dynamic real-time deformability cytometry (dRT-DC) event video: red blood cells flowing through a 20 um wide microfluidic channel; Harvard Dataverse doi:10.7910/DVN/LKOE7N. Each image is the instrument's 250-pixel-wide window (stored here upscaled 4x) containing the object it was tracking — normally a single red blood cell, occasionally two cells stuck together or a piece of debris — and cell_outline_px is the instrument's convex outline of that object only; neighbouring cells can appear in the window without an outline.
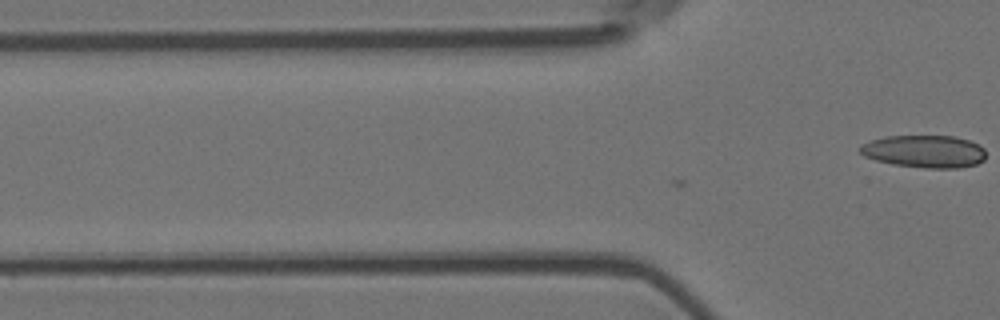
{"species": "Egyptian fruit bat (a non-hibernating species)", "species_latin": "Rousettus aegyptiacus", "temperature_condition": "room temperature", "stored_images_in_passage": 14, "camera_frame_rate_fps": 3000, "um_per_image_px": 0.085, "animal": {"sex": "female"}, "frame": {"image": 1, "passage_image": 14, "time_ms": 4.333, "image_size_px": [1000, 320], "cell_outline_px": [[984, 160], [976, 164], [960, 168], [924, 168], [892, 164], [876, 160], [864, 156], [860, 152], [860, 148], [864, 144], [872, 140], [888, 136], [952, 136], [968, 140], [980, 144], [984, 148]], "centroid_in_image_um": [78.61, 12.88], "position_along_channel_um": 47.2, "area_um2": 23.76}}